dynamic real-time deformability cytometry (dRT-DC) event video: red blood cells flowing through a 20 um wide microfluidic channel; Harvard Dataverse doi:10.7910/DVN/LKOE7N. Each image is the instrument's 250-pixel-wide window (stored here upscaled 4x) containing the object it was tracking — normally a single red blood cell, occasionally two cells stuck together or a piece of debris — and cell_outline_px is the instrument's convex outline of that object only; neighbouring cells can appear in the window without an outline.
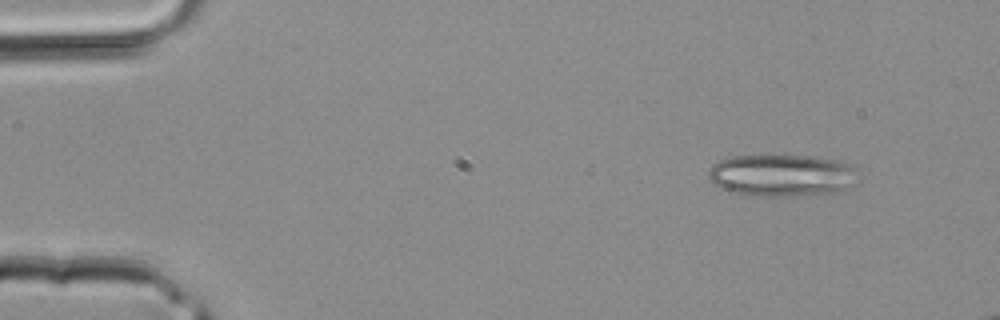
{"species": "common noctule bat (a hibernating species)", "species_latin": "Nyctalus noctula", "temperature_condition": "room temperature", "stored_images_in_passage": 36, "camera_frame_rate_fps": 3000, "um_per_image_px": 0.085, "animal": {"sex": "male", "body_mass_g": 20.4}, "frame": {"image": 1, "passage_image": 1, "time_ms": 0.0, "image_size_px": [1000, 320], "cell_outline_px": [[852, 184], [832, 192], [792, 196], [748, 196], [712, 184], [708, 176], [708, 168], [712, 164], [720, 160], [732, 156], [816, 156], [836, 160], [848, 164], [852, 168]], "centroid_in_image_um": [66.32, 14.9], "position_along_channel_um": 18.7, "area_um2": 35.95}}
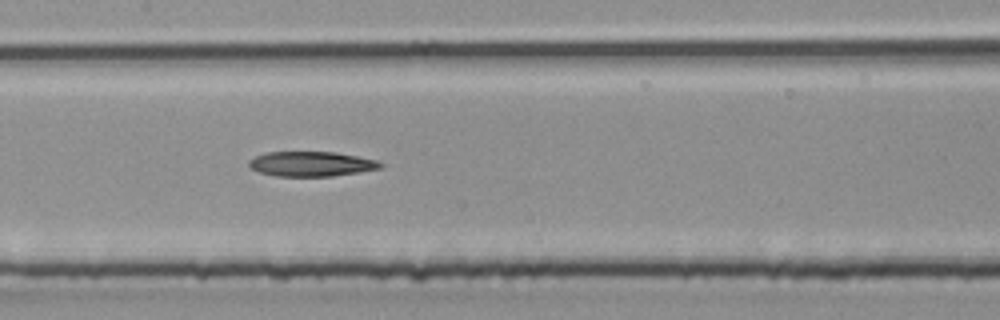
{"frame": {"image": 2, "passage_image": 16, "time_ms": 5.0, "image_size_px": [1000, 320], "cell_outline_px": [[384, 164], [380, 168], [360, 172], [332, 176], [276, 176], [260, 172], [252, 168], [248, 164], [248, 160], [256, 156], [268, 152], [336, 152], [376, 160]], "centroid_in_image_um": [26.46, 13.93], "position_along_channel_um": 180.9, "area_um2": 18.9}}
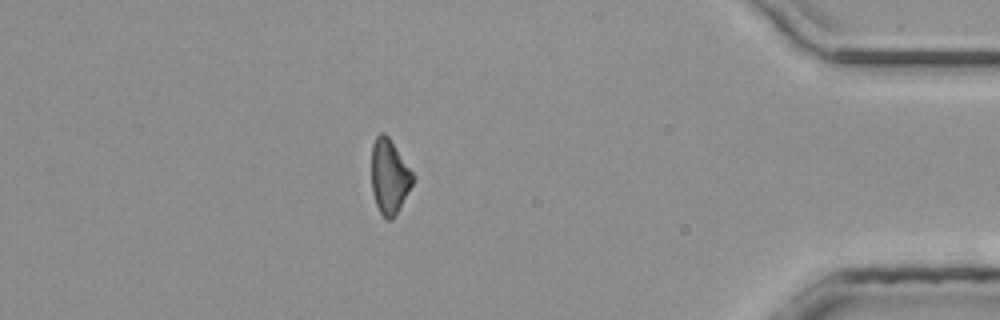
{"frame": {"image": 3, "passage_image": 31, "time_ms": 10.0, "image_size_px": [1000, 320], "cell_outline_px": [[416, 180], [392, 220], [388, 220], [380, 212], [376, 204], [372, 192], [372, 144], [376, 136], [380, 132], [384, 132], [388, 136], [416, 176]], "centroid_in_image_um": [33.12, 14.99], "position_along_channel_um": 402.1, "area_um2": 18.09}}